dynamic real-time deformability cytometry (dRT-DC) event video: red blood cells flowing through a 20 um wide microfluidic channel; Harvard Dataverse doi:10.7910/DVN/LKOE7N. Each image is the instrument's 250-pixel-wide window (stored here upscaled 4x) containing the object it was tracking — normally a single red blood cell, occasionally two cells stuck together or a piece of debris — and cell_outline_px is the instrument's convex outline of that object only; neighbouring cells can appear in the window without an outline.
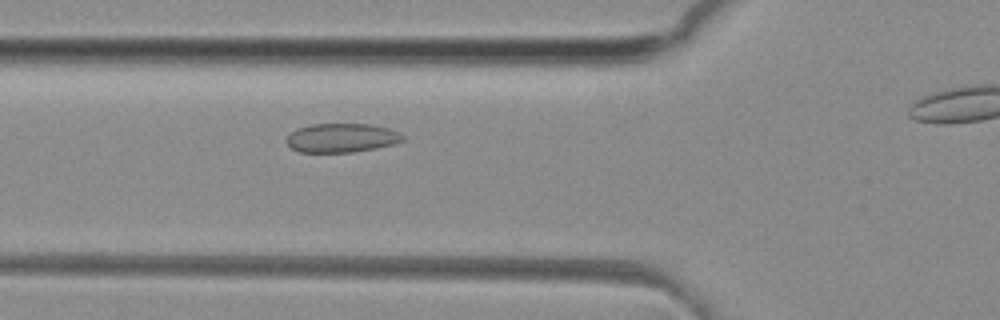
{"species": "common noctule bat (a hibernating species)", "species_latin": "Nyctalus noctula", "temperature_condition": "room temperature", "stored_images_in_passage": 36, "camera_frame_rate_fps": 3000, "um_per_image_px": 0.085, "animal": {"sex": "female", "body_mass_g": 29.2, "forearm_length_mm": 56.3}, "frame": {"image": 1, "passage_image": 13, "time_ms": 4.0, "image_size_px": [1000, 320], "cell_outline_px": [[404, 140], [392, 144], [376, 148], [352, 152], [300, 152], [292, 148], [284, 140], [296, 128], [312, 124], [368, 124], [388, 128], [400, 132], [404, 136]], "centroid_in_image_um": [29.03, 11.71], "position_along_channel_um": 96.8, "area_um2": 19.59}}
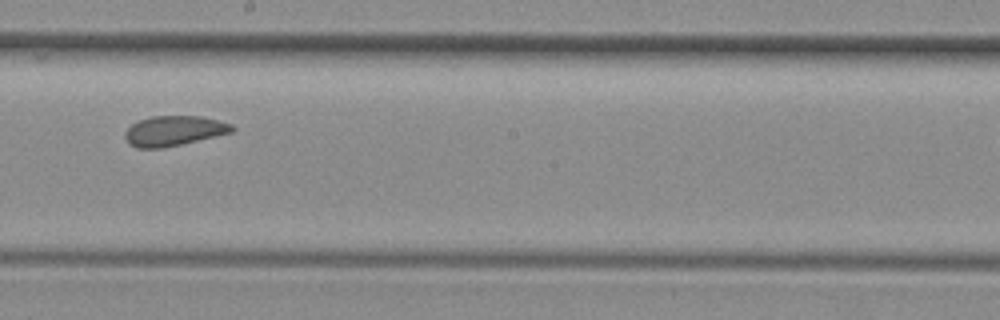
{"frame": {"image": 2, "passage_image": 23, "time_ms": 7.333, "image_size_px": [1000, 320], "cell_outline_px": [[236, 128], [232, 132], [164, 148], [136, 148], [128, 144], [124, 136], [124, 132], [132, 124], [140, 120], [152, 116], [200, 116], [232, 124]], "centroid_in_image_um": [14.75, 11.13], "position_along_channel_um": 233.5, "area_um2": 18.67}}
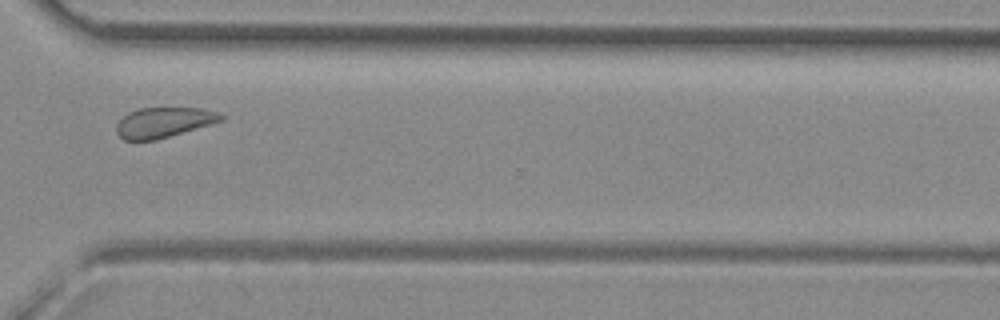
{"frame": {"image": 3, "passage_image": 32, "time_ms": 10.333, "image_size_px": [1000, 320], "cell_outline_px": [[224, 120], [156, 140], [124, 140], [116, 132], [116, 124], [128, 112], [140, 108], [200, 108], [216, 112], [224, 116]], "centroid_in_image_um": [13.89, 10.4], "position_along_channel_um": 356.7, "area_um2": 18.21}}